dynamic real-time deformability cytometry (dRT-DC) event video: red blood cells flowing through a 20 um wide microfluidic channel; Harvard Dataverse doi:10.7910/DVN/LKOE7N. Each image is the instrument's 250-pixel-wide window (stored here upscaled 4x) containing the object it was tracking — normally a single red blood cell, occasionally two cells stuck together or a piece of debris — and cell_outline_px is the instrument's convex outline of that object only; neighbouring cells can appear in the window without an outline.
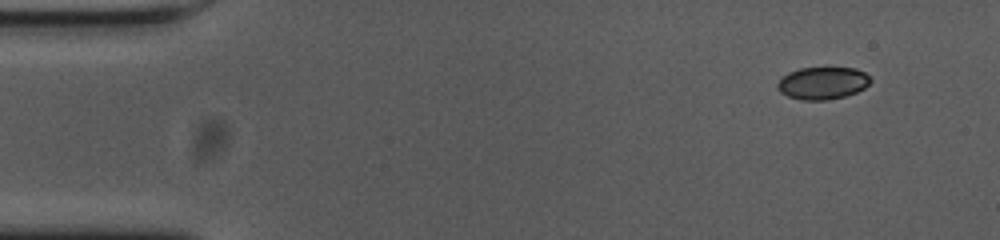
{"species": "common noctule bat (a hibernating species)", "species_latin": "Nyctalus noctula", "temperature_condition": "cold", "stored_images_in_passage": 52, "camera_frame_rate_fps": 3000, "um_per_image_px": 0.085, "animal": {"sex": "female", "body_mass_g": 23.0, "forearm_length_mm": 53.4}, "frame": {"image": 1, "passage_image": 1, "time_ms": 0.0, "image_size_px": [1000, 240], "cell_outline_px": [[872, 80], [864, 88], [856, 92], [844, 96], [828, 100], [804, 100], [788, 96], [780, 92], [776, 88], [776, 84], [788, 72], [800, 68], [856, 68], [864, 72]], "centroid_in_image_um": [69.91, 7.06], "position_along_channel_um": 15.1, "area_um2": 17.46}}
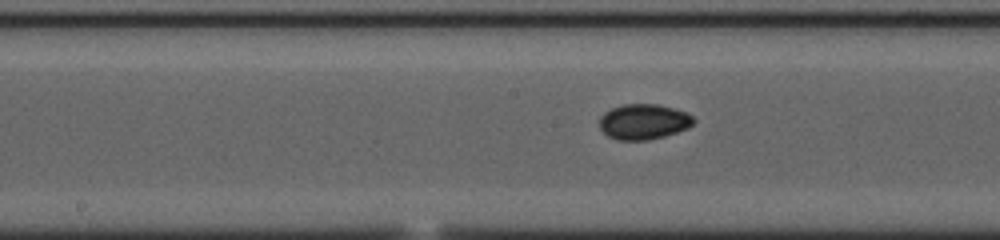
{"frame": {"image": 2, "passage_image": 24, "time_ms": 7.667, "image_size_px": [1000, 240], "cell_outline_px": [[696, 120], [688, 128], [664, 136], [648, 140], [616, 140], [608, 136], [600, 128], [600, 116], [604, 112], [612, 108], [624, 104], [656, 104], [676, 108], [692, 116]], "centroid_in_image_um": [54.7, 10.34], "position_along_channel_um": 193.5, "area_um2": 19.42}}
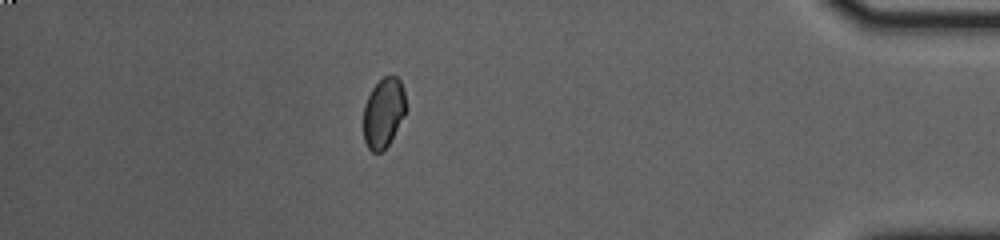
{"frame": {"image": 3, "passage_image": 45, "time_ms": 14.667, "image_size_px": [1000, 240], "cell_outline_px": [[408, 108], [404, 116], [388, 144], [380, 152], [372, 152], [368, 148], [364, 140], [364, 104], [372, 88], [384, 76], [396, 76], [400, 80], [404, 92]], "centroid_in_image_um": [32.61, 9.57], "position_along_channel_um": 402.6, "area_um2": 17.22}, "authors_computed_cell_mechanics": {"area_um2": 18.3515, "velocity_mm_per_s": 3.6592, "shape_relaxation_time_tau1_ms": 3.9663, "shape_relaxation_time_tau2_ms": 4.1861, "deformation_change_tau1": 0.0648, "deformation_change_tau2": 0.0463}}